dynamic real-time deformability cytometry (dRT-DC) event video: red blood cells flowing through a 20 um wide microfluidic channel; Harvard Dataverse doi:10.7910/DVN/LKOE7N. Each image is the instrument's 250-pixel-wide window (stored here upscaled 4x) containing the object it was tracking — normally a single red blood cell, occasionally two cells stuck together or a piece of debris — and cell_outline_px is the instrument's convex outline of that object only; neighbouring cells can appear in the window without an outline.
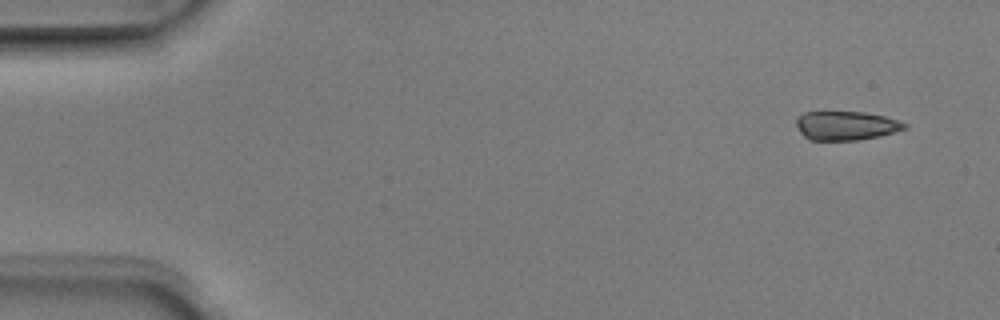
{"species": "Egyptian fruit bat (a non-hibernating species)", "species_latin": "Rousettus aegyptiacus", "temperature_condition": "room temperature", "stored_images_in_passage": 4, "camera_frame_rate_fps": 3000, "um_per_image_px": 0.085, "animal": {"sex": "male"}, "frame": {"image": 1, "passage_image": 1, "time_ms": 0.0, "image_size_px": [1000, 320], "cell_outline_px": [[908, 128], [880, 136], [856, 140], [808, 140], [800, 132], [796, 124], [796, 120], [804, 112], [864, 112], [884, 116], [900, 120], [908, 124]], "centroid_in_image_um": [71.95, 10.68], "position_along_channel_um": 13.1, "area_um2": 18.32}}
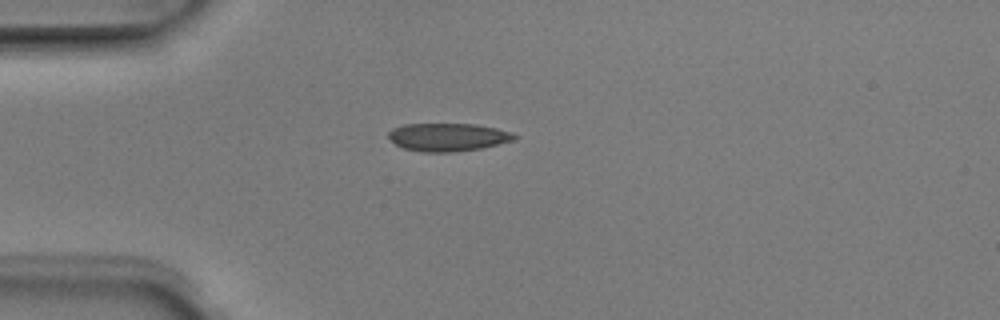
{"frame": {"image": 2, "passage_image": 4, "time_ms": 1.0, "image_size_px": [1000, 320], "cell_outline_px": [[520, 136], [516, 140], [480, 148], [452, 152], [424, 152], [404, 148], [396, 144], [388, 136], [388, 132], [392, 128], [404, 124], [476, 124], [496, 128], [512, 132]], "centroid_in_image_um": [38.11, 11.65], "position_along_channel_um": 46.9, "area_um2": 20.58}}